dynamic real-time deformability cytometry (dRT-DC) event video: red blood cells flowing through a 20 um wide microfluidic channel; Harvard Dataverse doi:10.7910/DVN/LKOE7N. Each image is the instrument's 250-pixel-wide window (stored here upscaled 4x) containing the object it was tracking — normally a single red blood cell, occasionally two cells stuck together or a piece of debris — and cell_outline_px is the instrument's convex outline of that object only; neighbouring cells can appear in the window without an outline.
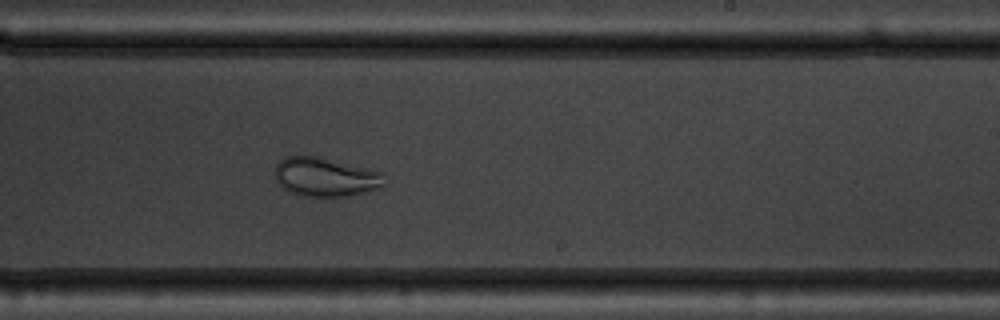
{"species": "common noctule bat (a hibernating species)", "species_latin": "Nyctalus noctula", "temperature_condition": "warm", "stored_images_in_passage": 49, "camera_frame_rate_fps": 3000, "um_per_image_px": 0.085, "animal": {"sex": "male", "body_mass_g": 19.5, "forearm_length_mm": 54.6}, "frame": {"image": 1, "passage_image": 28, "time_ms": 9.0, "image_size_px": [1000, 320], "cell_outline_px": [[384, 184], [376, 188], [348, 196], [304, 196], [288, 192], [276, 180], [276, 164], [284, 156], [316, 156], [368, 168], [384, 172]], "centroid_in_image_um": [27.64, 15.03], "position_along_channel_um": 261.4, "area_um2": 24.62}}
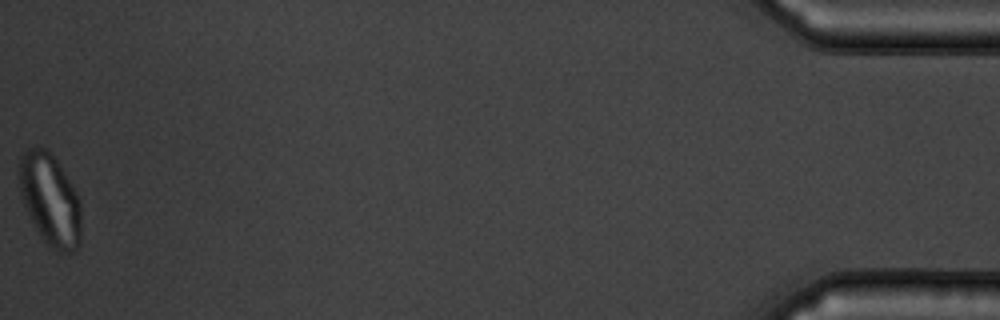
{"frame": {"image": 2, "passage_image": 49, "time_ms": 16.0, "image_size_px": [1000, 320], "cell_outline_px": [[80, 244], [72, 252], [60, 252], [44, 244], [20, 196], [20, 156], [28, 148], [48, 148], [72, 184], [80, 200]], "centroid_in_image_um": [4.27, 16.99], "position_along_channel_um": 430.9, "area_um2": 32.95}}